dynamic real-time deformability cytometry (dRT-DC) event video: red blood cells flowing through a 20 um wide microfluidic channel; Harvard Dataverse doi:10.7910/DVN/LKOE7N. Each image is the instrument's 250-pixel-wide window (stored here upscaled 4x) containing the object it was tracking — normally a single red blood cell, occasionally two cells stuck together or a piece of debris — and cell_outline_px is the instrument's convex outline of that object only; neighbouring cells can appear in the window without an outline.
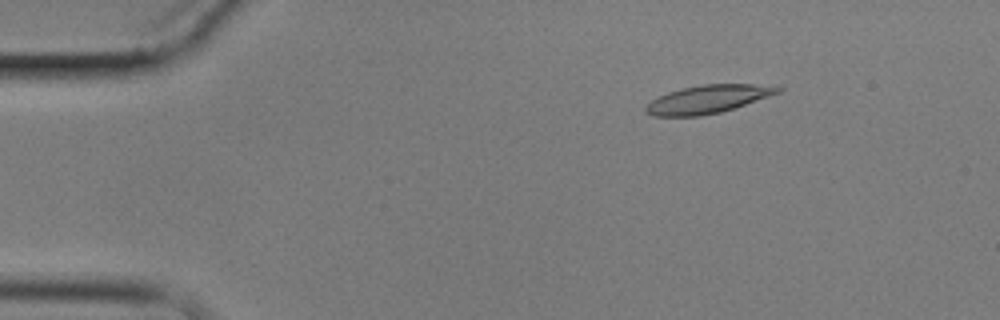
{"species": "common noctule bat (a hibernating species)", "species_latin": "Nyctalus noctula", "temperature_condition": "cold", "stored_images_in_passage": 10, "camera_frame_rate_fps": 3000, "um_per_image_px": 0.085, "animal": {"sex": "male", "body_mass_g": 17.9}, "frame": {"image": 1, "passage_image": 3, "time_ms": 2.0, "image_size_px": [1000, 320], "cell_outline_px": [[784, 88], [780, 92], [720, 112], [700, 116], [652, 116], [644, 112], [644, 108], [652, 100], [668, 92], [684, 88], [704, 84], [752, 84]], "centroid_in_image_um": [60.1, 8.44], "position_along_channel_um": 24.9, "area_um2": 21.15}}
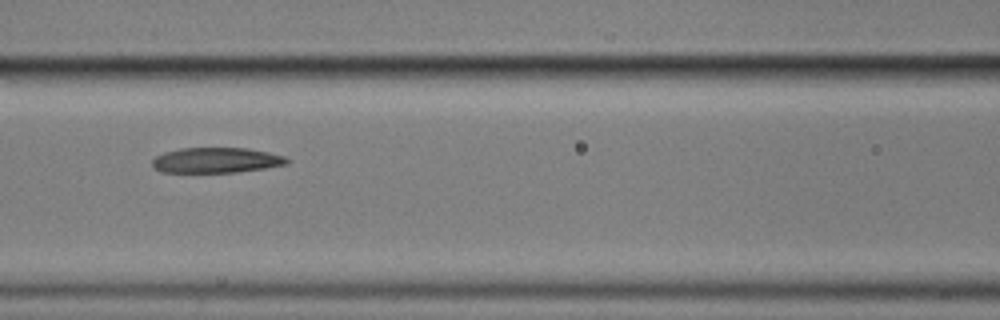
{"frame": {"image": 2, "passage_image": 7, "time_ms": 7.667, "image_size_px": [1000, 320], "cell_outline_px": [[288, 164], [264, 168], [236, 172], [160, 172], [152, 168], [152, 160], [156, 156], [164, 152], [180, 148], [248, 148], [268, 152], [284, 156], [288, 160]], "centroid_in_image_um": [18.34, 13.62], "position_along_channel_um": 148.3, "area_um2": 19.88}}
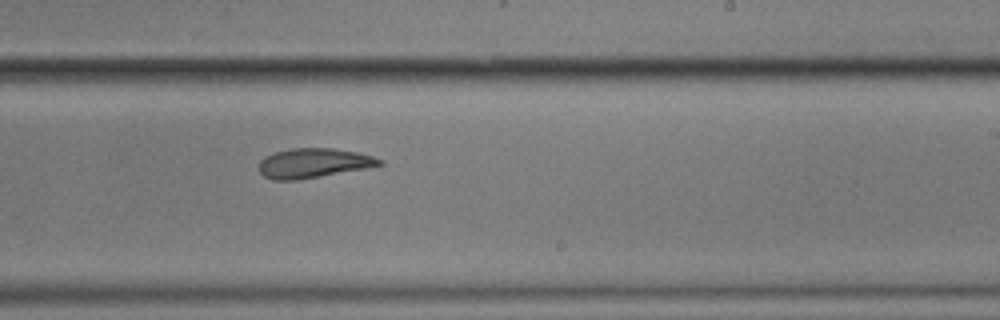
{"frame": {"image": 3, "passage_image": 10, "time_ms": 11.0, "image_size_px": [1000, 320], "cell_outline_px": [[384, 164], [364, 168], [320, 176], [296, 180], [272, 180], [264, 176], [260, 172], [260, 160], [264, 156], [272, 152], [292, 148], [336, 148], [356, 152], [372, 156], [384, 160]], "centroid_in_image_um": [26.61, 13.85], "position_along_channel_um": 262.4, "area_um2": 20.69}}